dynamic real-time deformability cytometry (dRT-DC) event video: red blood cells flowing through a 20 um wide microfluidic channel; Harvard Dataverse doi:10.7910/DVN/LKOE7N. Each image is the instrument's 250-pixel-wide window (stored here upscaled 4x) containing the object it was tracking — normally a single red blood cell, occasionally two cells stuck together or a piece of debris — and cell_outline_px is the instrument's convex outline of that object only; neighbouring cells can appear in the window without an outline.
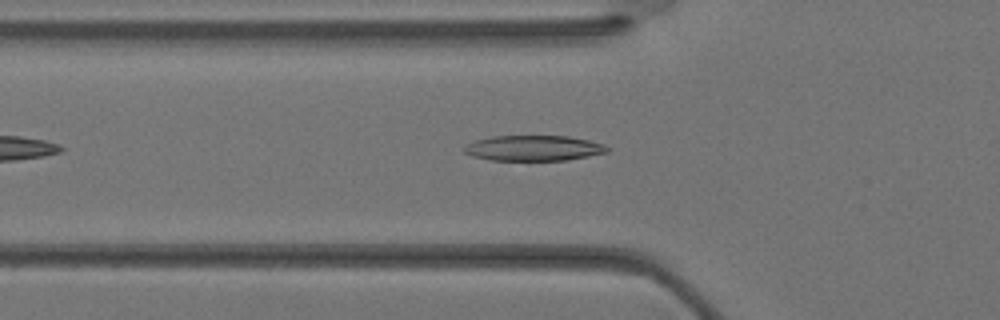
{"species": "Egyptian fruit bat (a non-hibernating species)", "species_latin": "Rousettus aegyptiacus", "temperature_condition": "warm", "stored_images_in_passage": 28, "camera_frame_rate_fps": 3000, "um_per_image_px": 0.085, "animal": {"sex": "female"}, "frame": {"image": 1, "passage_image": 5, "time_ms": 1.333, "image_size_px": [1000, 320], "cell_outline_px": [[608, 152], [568, 160], [492, 160], [472, 156], [464, 152], [464, 148], [468, 144], [476, 140], [492, 136], [568, 136], [588, 140], [604, 144], [608, 148]], "centroid_in_image_um": [45.37, 12.59], "position_along_channel_um": 80.4, "area_um2": 21.04}}
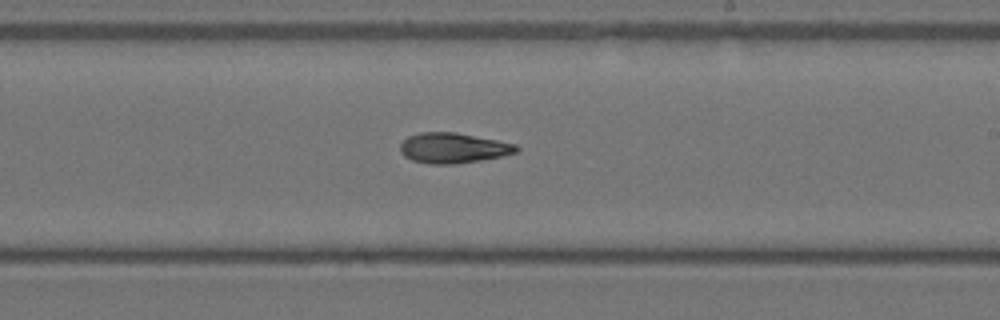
{"frame": {"image": 2, "passage_image": 14, "time_ms": 4.333, "image_size_px": [1000, 320], "cell_outline_px": [[520, 148], [516, 152], [500, 156], [480, 160], [452, 164], [428, 164], [412, 160], [404, 156], [400, 152], [400, 144], [408, 136], [420, 132], [456, 132], [516, 144]], "centroid_in_image_um": [38.48, 12.57], "position_along_channel_um": 250.5, "area_um2": 20.4}}
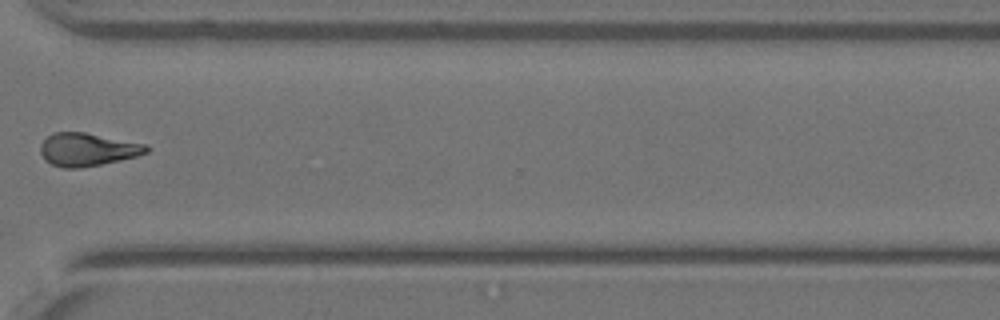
{"frame": {"image": 3, "passage_image": 20, "time_ms": 6.333, "image_size_px": [1000, 320], "cell_outline_px": [[148, 152], [136, 156], [120, 160], [80, 168], [64, 168], [52, 164], [44, 160], [40, 152], [40, 144], [52, 132], [84, 132], [148, 144]], "centroid_in_image_um": [7.42, 12.7], "position_along_channel_um": 363.2, "area_um2": 20.4}}